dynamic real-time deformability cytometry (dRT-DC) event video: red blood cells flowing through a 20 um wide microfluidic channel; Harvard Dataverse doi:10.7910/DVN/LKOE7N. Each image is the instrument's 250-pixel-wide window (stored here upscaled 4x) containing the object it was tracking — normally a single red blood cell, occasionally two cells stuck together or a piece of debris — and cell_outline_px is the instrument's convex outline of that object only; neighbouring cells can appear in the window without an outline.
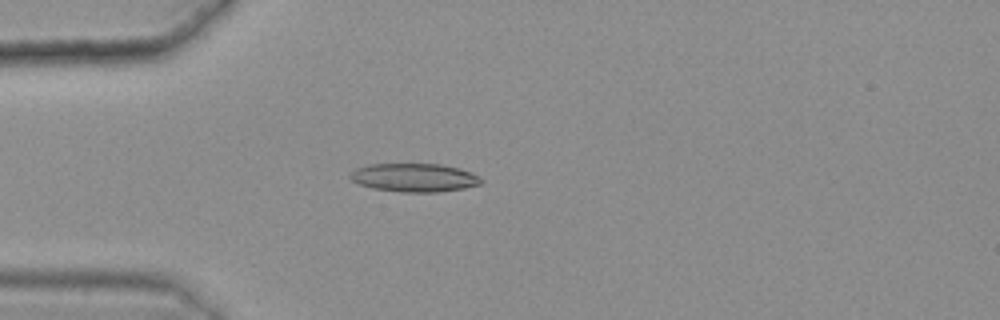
{"species": "common noctule bat (a hibernating species)", "species_latin": "Nyctalus noctula", "temperature_condition": "warm", "stored_images_in_passage": 49, "camera_frame_rate_fps": 3000, "um_per_image_px": 0.085, "animal": {"sex": "female", "body_mass_g": 25.1}, "frame": {"image": 1, "passage_image": 16, "time_ms": 5.0, "image_size_px": [1000, 320], "cell_outline_px": [[484, 180], [480, 184], [464, 188], [440, 192], [400, 192], [372, 188], [360, 184], [352, 180], [348, 176], [356, 168], [368, 164], [440, 164], [460, 168], [480, 176]], "centroid_in_image_um": [35.23, 15.09], "position_along_channel_um": 49.8, "area_um2": 21.79}}
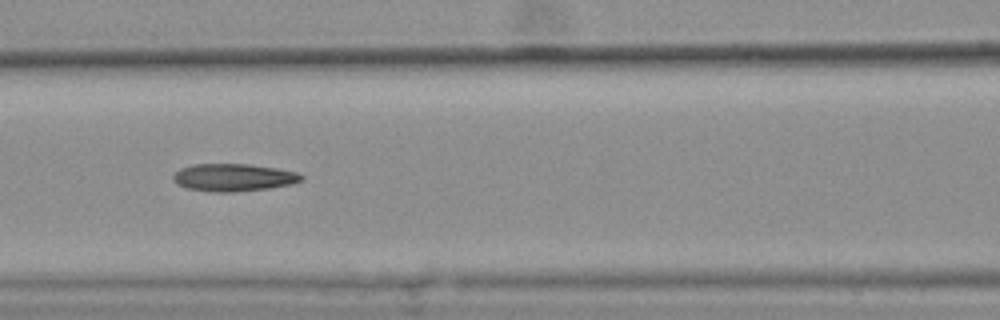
{"frame": {"image": 2, "passage_image": 25, "time_ms": 8.0, "image_size_px": [1000, 320], "cell_outline_px": [[304, 180], [292, 184], [268, 188], [232, 192], [216, 192], [188, 188], [176, 184], [172, 180], [172, 176], [180, 168], [192, 164], [248, 164], [276, 168], [296, 172], [304, 176]], "centroid_in_image_um": [19.84, 15.08], "position_along_channel_um": 146.8, "area_um2": 20.58}}
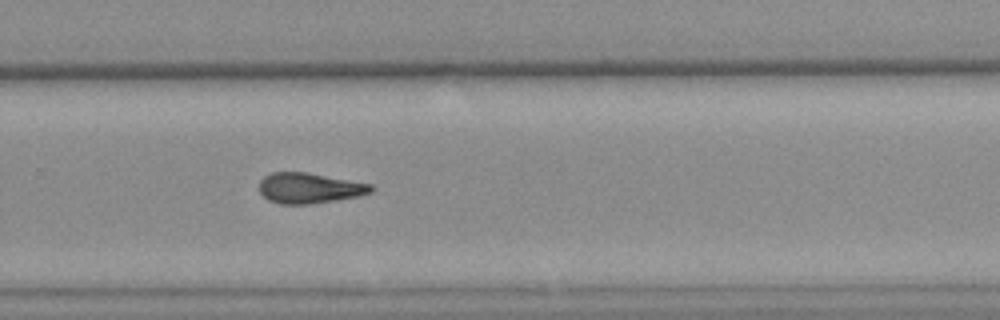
{"frame": {"image": 3, "passage_image": 38, "time_ms": 12.333, "image_size_px": [1000, 320], "cell_outline_px": [[376, 188], [372, 192], [360, 196], [312, 204], [280, 204], [268, 200], [260, 192], [260, 180], [264, 176], [272, 172], [304, 172], [372, 184]], "centroid_in_image_um": [26.32, 15.99], "position_along_channel_um": 303.5, "area_um2": 19.88}, "authors_computed_cell_mechanics": {"area_um2": 20.4612, "velocity_mm_per_s": 3.6298, "shape_relaxation_time_tau1_ms": null, "shape_relaxation_time_tau2_ms": 5.9928, "deformation_change_tau1": null, "deformation_change_tau2": 0.1704}}